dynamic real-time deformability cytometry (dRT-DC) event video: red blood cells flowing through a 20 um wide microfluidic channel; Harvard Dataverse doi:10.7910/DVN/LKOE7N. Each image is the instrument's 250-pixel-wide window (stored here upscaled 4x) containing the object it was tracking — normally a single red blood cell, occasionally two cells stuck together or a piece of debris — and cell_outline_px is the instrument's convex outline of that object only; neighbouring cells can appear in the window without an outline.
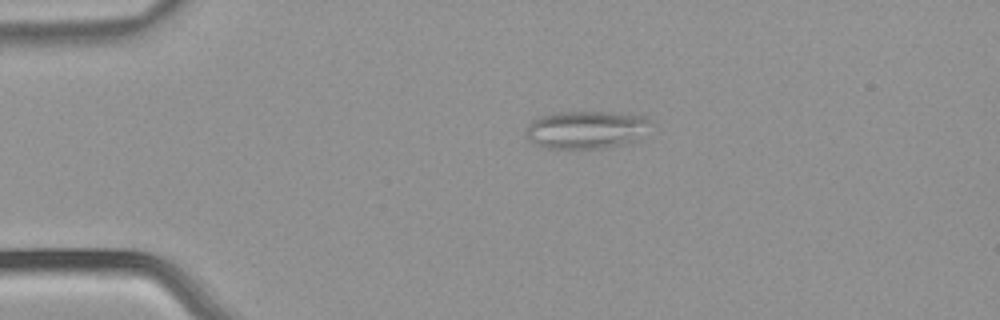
{"species": "common noctule bat (a hibernating species)", "species_latin": "Nyctalus noctula", "temperature_condition": "warm", "stored_images_in_passage": 42, "camera_frame_rate_fps": 3000, "um_per_image_px": 0.085, "animal": {"sex": "male", "body_mass_g": 21.5, "forearm_length_mm": 52.0}, "frame": {"image": 1, "passage_image": 1, "time_ms": 0.0, "image_size_px": [1000, 320], "cell_outline_px": [[652, 120], [632, 140], [624, 144], [608, 148], [544, 148], [536, 144], [528, 136], [528, 124], [532, 120], [544, 116], [560, 112], [612, 112], [644, 116]], "centroid_in_image_um": [49.79, 11.02], "position_along_channel_um": 35.2, "area_um2": 26.65}}
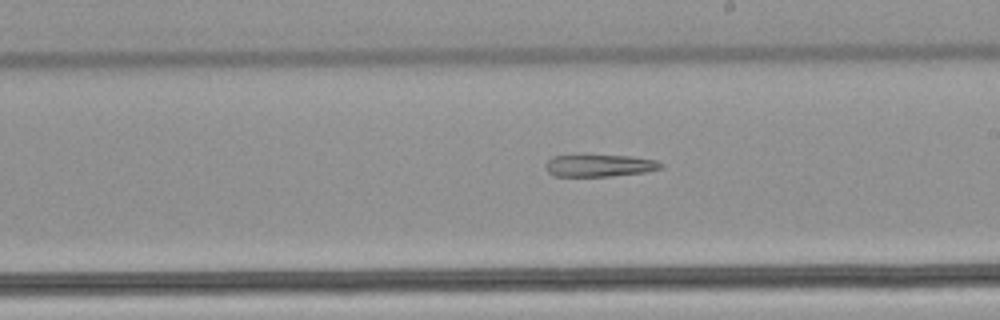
{"frame": {"image": 2, "passage_image": 20, "time_ms": 6.333, "image_size_px": [1000, 320], "cell_outline_px": [[664, 168], [644, 172], [612, 176], [556, 176], [548, 172], [548, 160], [552, 156], [632, 156], [656, 160], [664, 164]], "centroid_in_image_um": [51.05, 14.08], "position_along_channel_um": 238.0, "area_um2": 14.57}}
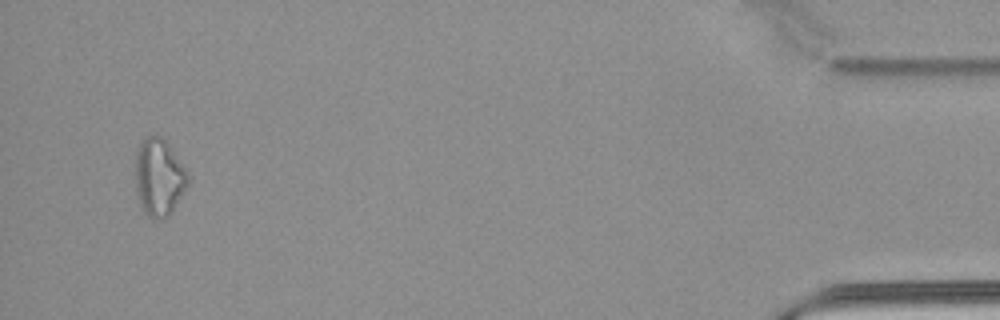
{"frame": {"image": 3, "passage_image": 40, "time_ms": 13.0, "image_size_px": [1000, 320], "cell_outline_px": [[188, 184], [168, 216], [160, 220], [152, 220], [144, 212], [140, 204], [136, 192], [136, 152], [140, 144], [152, 132], [164, 136], [184, 168], [188, 176]], "centroid_in_image_um": [13.49, 15.05], "position_along_channel_um": 421.7, "area_um2": 23.64}}